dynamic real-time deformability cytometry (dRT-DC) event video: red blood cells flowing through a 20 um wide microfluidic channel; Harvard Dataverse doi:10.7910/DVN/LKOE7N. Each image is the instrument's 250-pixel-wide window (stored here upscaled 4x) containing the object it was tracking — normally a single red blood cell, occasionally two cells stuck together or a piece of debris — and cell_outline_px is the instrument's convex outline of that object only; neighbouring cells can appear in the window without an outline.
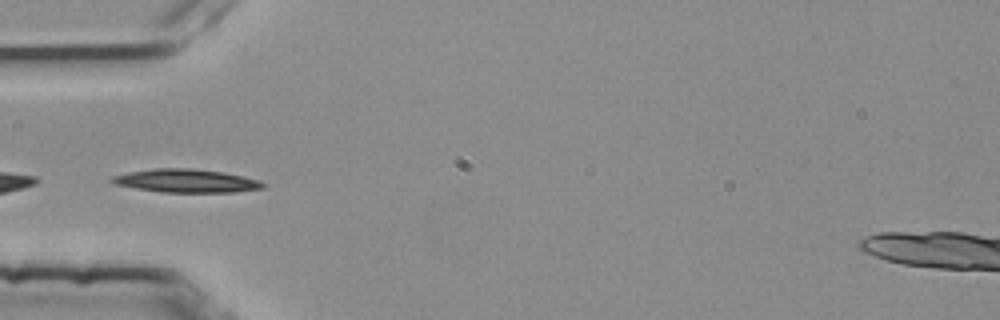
{"species": "common noctule bat (a hibernating species)", "species_latin": "Nyctalus noctula", "temperature_condition": "room temperature", "stored_images_in_passage": 2, "camera_frame_rate_fps": 3000, "um_per_image_px": 0.085, "animal": {"sex": "female", "body_mass_g": 25.1}, "frame": {"image": 1, "passage_image": 2, "time_ms": 0.333, "image_size_px": [1000, 320], "cell_outline_px": [[268, 184], [264, 188], [236, 192], [160, 192], [112, 184], [108, 180], [112, 176], [128, 172], [156, 168], [192, 168], [224, 172], [260, 180]], "centroid_in_image_um": [15.83, 15.37], "position_along_channel_um": 69.2, "area_um2": 20.75}}